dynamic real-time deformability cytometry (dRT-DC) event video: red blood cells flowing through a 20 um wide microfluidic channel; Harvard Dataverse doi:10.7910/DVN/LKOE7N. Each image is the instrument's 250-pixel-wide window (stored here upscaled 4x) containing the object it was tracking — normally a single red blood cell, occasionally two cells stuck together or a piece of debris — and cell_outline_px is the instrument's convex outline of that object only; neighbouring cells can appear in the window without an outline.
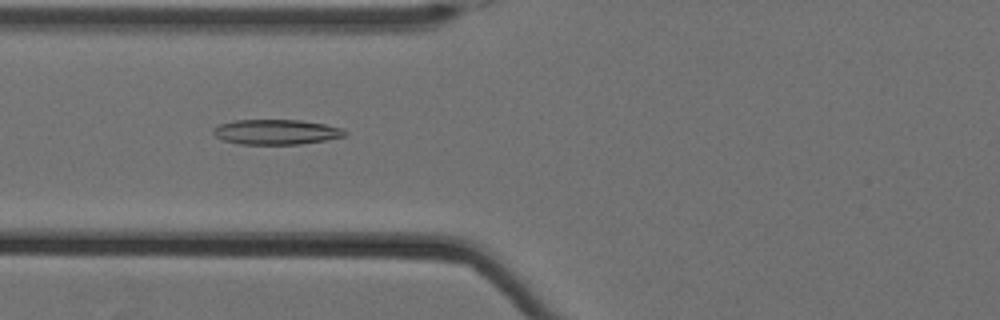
{"species": "Egyptian fruit bat (a non-hibernating species)", "species_latin": "Rousettus aegyptiacus", "temperature_condition": "cold", "stored_images_in_passage": 59, "camera_frame_rate_fps": 3000, "um_per_image_px": 0.085, "animal": {"sex": "female"}, "frame": {"image": 1, "passage_image": 25, "time_ms": 8.0, "image_size_px": [1000, 320], "cell_outline_px": [[348, 132], [344, 136], [324, 140], [300, 144], [240, 144], [224, 140], [216, 136], [212, 132], [212, 128], [220, 124], [236, 120], [300, 120], [324, 124], [344, 128]], "centroid_in_image_um": [23.48, 11.21], "position_along_channel_um": 102.3, "area_um2": 19.13}}
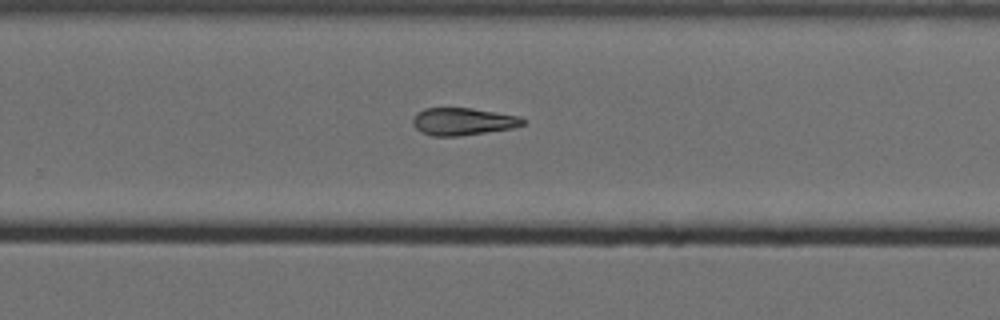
{"frame": {"image": 2, "passage_image": 41, "time_ms": 13.333, "image_size_px": [1000, 320], "cell_outline_px": [[524, 124], [512, 128], [460, 136], [432, 136], [420, 132], [412, 124], [412, 120], [416, 112], [424, 108], [472, 108], [520, 116], [524, 120]], "centroid_in_image_um": [39.3, 10.32], "position_along_channel_um": 290.5, "area_um2": 17.63}}
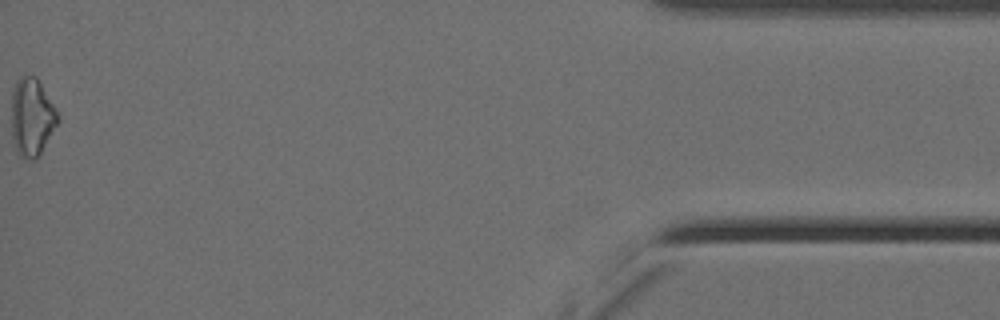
{"frame": {"image": 3, "passage_image": 59, "time_ms": 19.333, "image_size_px": [1000, 320], "cell_outline_px": [[60, 120], [40, 156], [36, 160], [24, 160], [16, 152], [12, 140], [12, 92], [16, 80], [20, 76], [36, 76], [60, 112]], "centroid_in_image_um": [2.74, 9.99], "position_along_channel_um": 432.5, "area_um2": 21.79}, "authors_computed_cell_mechanics": {"area_um2": 19.0162, "velocity_mm_per_s": 3.5179, "shape_relaxation_time_tau1_ms": null, "shape_relaxation_time_tau2_ms": 10.3202, "deformation_change_tau1": null, "deformation_change_tau2": 0.2328}}